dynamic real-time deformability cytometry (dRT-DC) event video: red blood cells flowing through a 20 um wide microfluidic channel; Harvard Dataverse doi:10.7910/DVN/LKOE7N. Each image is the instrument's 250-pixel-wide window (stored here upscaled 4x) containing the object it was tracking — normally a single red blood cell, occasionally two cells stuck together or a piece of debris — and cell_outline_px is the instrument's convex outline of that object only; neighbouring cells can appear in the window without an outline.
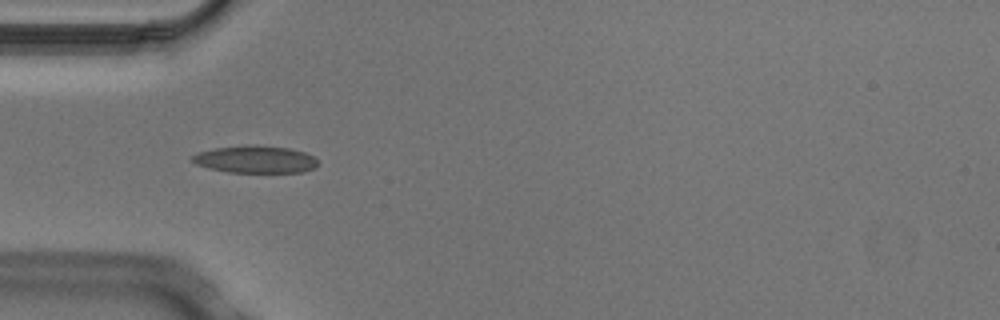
{"species": "Egyptian fruit bat (a non-hibernating species)", "species_latin": "Rousettus aegyptiacus", "temperature_condition": "cold", "stored_images_in_passage": 4, "camera_frame_rate_fps": 3000, "um_per_image_px": 0.085, "animal": {"sex": "male"}, "frame": {"image": 1, "passage_image": 4, "time_ms": 1.0, "image_size_px": [1000, 320], "cell_outline_px": [[320, 164], [304, 172], [228, 172], [208, 168], [196, 164], [192, 160], [192, 156], [196, 152], [212, 148], [248, 144], [256, 144], [288, 148], [304, 152], [312, 156]], "centroid_in_image_um": [21.67, 13.53], "position_along_channel_um": 63.3, "area_um2": 20.17}}